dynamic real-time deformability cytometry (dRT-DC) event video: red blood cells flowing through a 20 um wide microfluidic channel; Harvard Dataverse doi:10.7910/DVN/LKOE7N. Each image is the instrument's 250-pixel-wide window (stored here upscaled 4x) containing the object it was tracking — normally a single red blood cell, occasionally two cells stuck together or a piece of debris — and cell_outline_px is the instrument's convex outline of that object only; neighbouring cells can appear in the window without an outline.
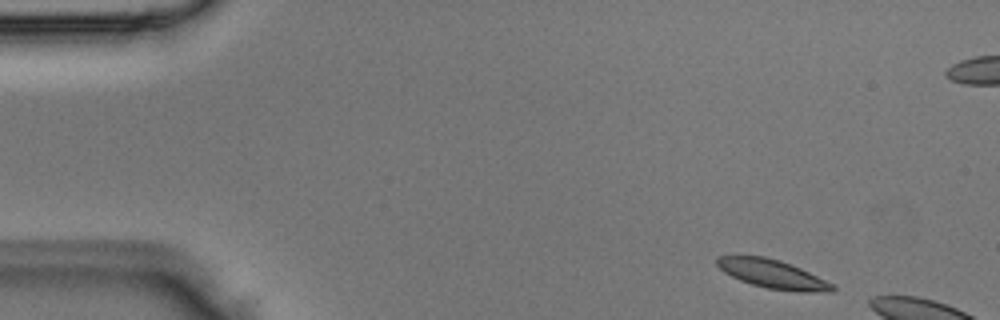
{"species": "Egyptian fruit bat (a non-hibernating species)", "species_latin": "Rousettus aegyptiacus", "temperature_condition": "room temperature", "stored_images_in_passage": 3, "camera_frame_rate_fps": 3000, "um_per_image_px": 0.085, "animal": {"sex": "male"}, "frame": {"image": 1, "passage_image": 1, "time_ms": 0.0, "image_size_px": [1000, 320], "cell_outline_px": [[836, 292], [796, 292], [768, 288], [752, 284], [740, 280], [724, 272], [716, 264], [716, 256], [764, 256], [780, 260], [800, 268], [836, 284]], "centroid_in_image_um": [65.74, 23.31], "position_along_channel_um": 19.3, "area_um2": 19.42}}